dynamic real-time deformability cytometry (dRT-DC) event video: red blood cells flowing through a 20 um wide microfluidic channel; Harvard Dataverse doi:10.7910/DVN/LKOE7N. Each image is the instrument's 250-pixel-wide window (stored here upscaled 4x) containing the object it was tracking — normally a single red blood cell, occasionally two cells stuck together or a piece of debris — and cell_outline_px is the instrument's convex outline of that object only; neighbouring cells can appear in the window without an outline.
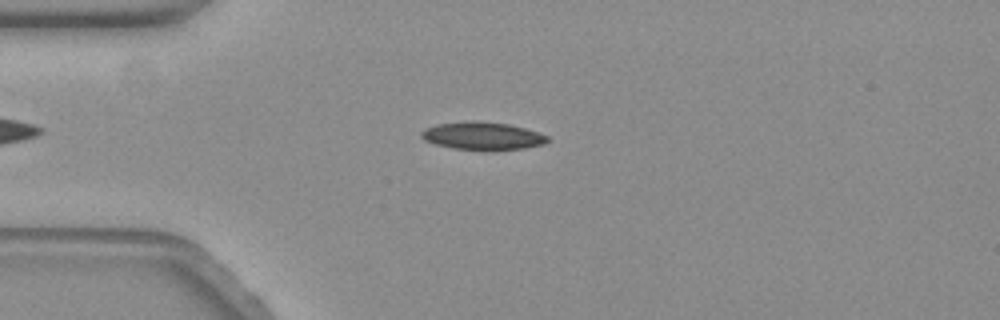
{"species": "common noctule bat (a hibernating species)", "species_latin": "Nyctalus noctula", "temperature_condition": "warm", "stored_images_in_passage": 56, "camera_frame_rate_fps": 3000, "um_per_image_px": 0.085, "animal": {"sex": "female", "body_mass_g": 19.3, "forearm_length_mm": 54.1}, "frame": {"image": 1, "passage_image": 12, "time_ms": 3.667, "image_size_px": [1000, 320], "cell_outline_px": [[548, 140], [544, 144], [524, 148], [488, 152], [452, 148], [436, 144], [424, 140], [420, 136], [420, 132], [424, 128], [436, 124], [472, 120], [480, 120], [508, 124], [524, 128], [548, 136]], "centroid_in_image_um": [40.98, 11.56], "position_along_channel_um": 44.0, "area_um2": 20.92}}
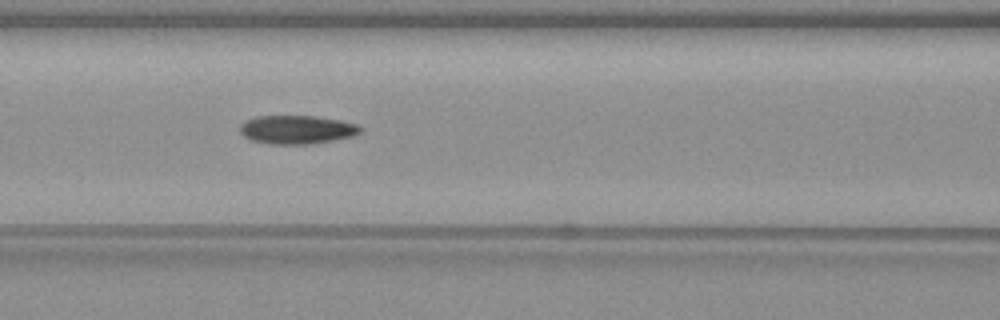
{"frame": {"image": 2, "passage_image": 22, "time_ms": 7.0, "image_size_px": [1000, 320], "cell_outline_px": [[364, 128], [360, 132], [352, 136], [332, 140], [308, 144], [268, 144], [252, 140], [244, 136], [240, 132], [240, 124], [244, 120], [256, 116], [316, 116], [340, 120], [360, 124]], "centroid_in_image_um": [25.24, 11.01], "position_along_channel_um": 141.4, "area_um2": 20.17}}
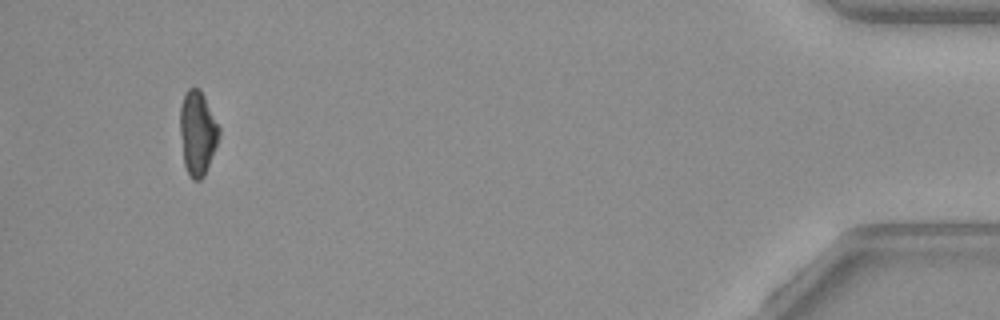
{"frame": {"image": 3, "passage_image": 53, "time_ms": 17.333, "image_size_px": [1000, 320], "cell_outline_px": [[220, 136], [204, 176], [200, 180], [192, 180], [184, 164], [180, 132], [180, 104], [188, 88], [200, 88], [220, 128]], "centroid_in_image_um": [16.79, 11.29], "position_along_channel_um": 418.4, "area_um2": 19.02}, "authors_computed_cell_mechanics": {"area_um2": 19.6809, "velocity_mm_per_s": 3.4658, "shape_relaxation_time_tau1_ms": 11.2117, "shape_relaxation_time_tau2_ms": 5.6139, "deformation_change_tau1": 0.2283, "deformation_change_tau2": 0.1004}}